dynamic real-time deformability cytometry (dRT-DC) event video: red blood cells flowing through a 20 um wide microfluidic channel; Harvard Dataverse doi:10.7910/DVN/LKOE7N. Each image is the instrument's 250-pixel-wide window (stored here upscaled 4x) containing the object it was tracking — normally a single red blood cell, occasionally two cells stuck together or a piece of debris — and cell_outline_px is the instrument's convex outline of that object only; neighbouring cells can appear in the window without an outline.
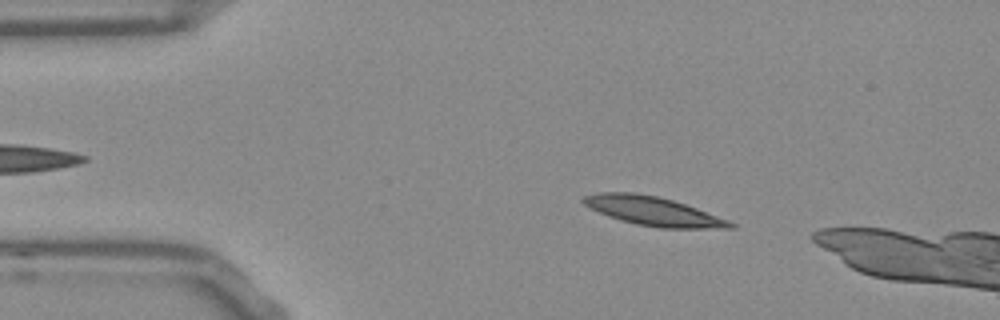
{"species": "Egyptian fruit bat (a non-hibernating species)", "species_latin": "Rousettus aegyptiacus", "temperature_condition": "room temperature", "stored_images_in_passage": 44, "camera_frame_rate_fps": 3000, "um_per_image_px": 0.085, "frame": {"image": 1, "passage_image": 8, "time_ms": 2.333, "image_size_px": [1000, 320], "cell_outline_px": [[736, 228], [660, 228], [636, 224], [608, 216], [584, 204], [580, 200], [584, 196], [600, 192], [636, 192], [656, 196], [672, 200], [696, 208], [728, 220], [736, 224]], "centroid_in_image_um": [55.52, 17.94], "position_along_channel_um": 29.5, "area_um2": 24.45}}
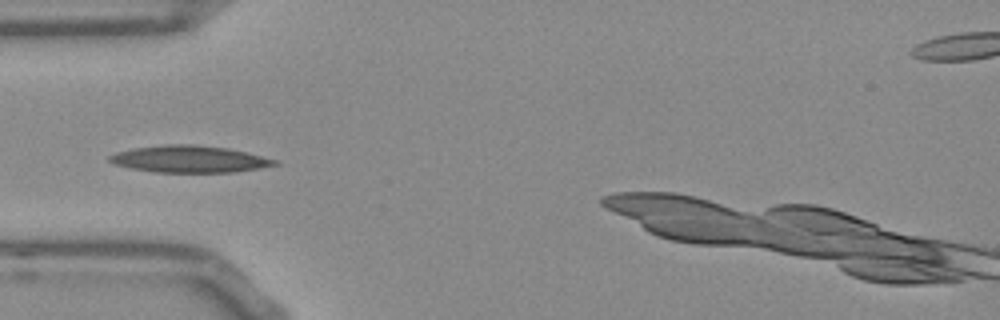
{"frame": {"image": 2, "passage_image": 15, "time_ms": 4.667, "image_size_px": [1000, 320], "cell_outline_px": [[280, 164], [260, 168], [236, 172], [152, 172], [132, 168], [116, 164], [108, 160], [108, 156], [116, 152], [132, 148], [168, 144], [196, 144], [228, 148], [276, 160]], "centroid_in_image_um": [16.08, 13.52], "position_along_channel_um": 68.9, "area_um2": 25.78}}
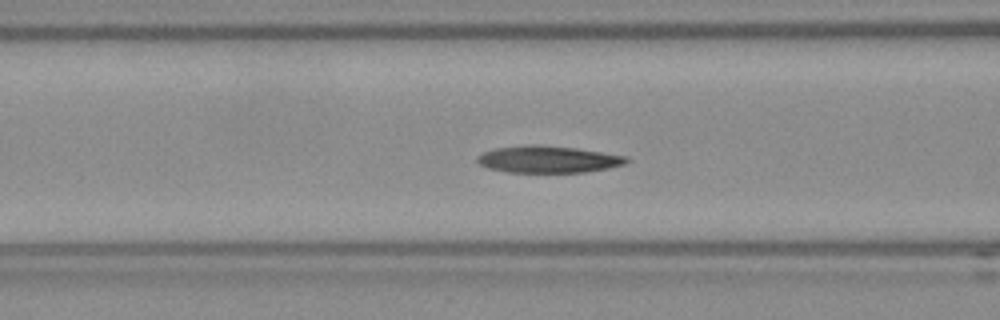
{"frame": {"image": 3, "passage_image": 19, "time_ms": 6.0, "image_size_px": [1000, 320], "cell_outline_px": [[632, 160], [624, 164], [608, 168], [584, 172], [508, 172], [488, 168], [480, 164], [476, 160], [476, 156], [484, 152], [496, 148], [532, 144], [536, 144], [576, 148], [628, 156]], "centroid_in_image_um": [46.61, 13.54], "position_along_channel_um": 120.0, "area_um2": 23.41}}